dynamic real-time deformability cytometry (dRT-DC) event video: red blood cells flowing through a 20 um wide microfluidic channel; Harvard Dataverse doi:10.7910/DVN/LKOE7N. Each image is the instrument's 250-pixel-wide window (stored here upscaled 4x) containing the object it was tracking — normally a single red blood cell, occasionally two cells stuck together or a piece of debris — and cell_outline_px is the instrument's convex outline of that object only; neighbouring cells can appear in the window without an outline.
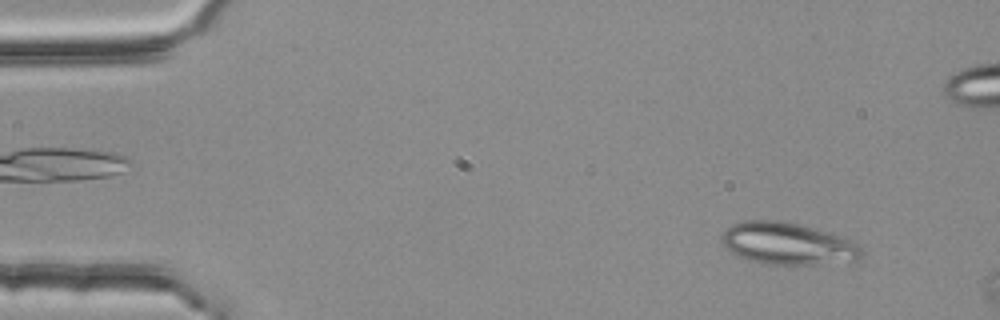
{"species": "common noctule bat (a hibernating species)", "species_latin": "Nyctalus noctula", "temperature_condition": "room temperature", "stored_images_in_passage": 8, "camera_frame_rate_fps": 3000, "um_per_image_px": 0.085, "animal": {"sex": "female", "body_mass_g": 25.1}, "frame": {"image": 1, "passage_image": 5, "time_ms": 1.333, "image_size_px": [1000, 320], "cell_outline_px": [[864, 256], [860, 260], [812, 264], [772, 264], [748, 260], [736, 256], [724, 248], [720, 236], [732, 224], [744, 220], [784, 220], [856, 240], [860, 244], [864, 252]], "centroid_in_image_um": [66.98, 20.7], "position_along_channel_um": 18.0, "area_um2": 34.68}}